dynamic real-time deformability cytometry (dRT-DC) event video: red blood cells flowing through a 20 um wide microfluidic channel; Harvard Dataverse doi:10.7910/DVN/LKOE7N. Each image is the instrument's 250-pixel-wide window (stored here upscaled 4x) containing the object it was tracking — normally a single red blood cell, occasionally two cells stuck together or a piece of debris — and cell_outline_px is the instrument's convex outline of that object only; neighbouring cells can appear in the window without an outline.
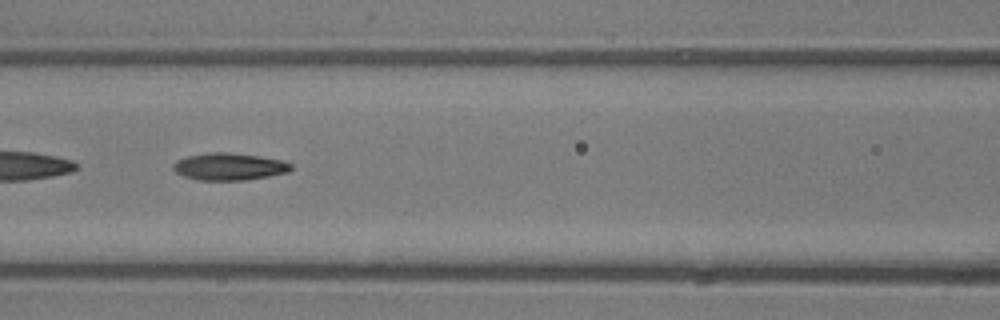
{"species": "common noctule bat (a hibernating species)", "species_latin": "Nyctalus noctula", "temperature_condition": "room temperature", "stored_images_in_passage": 39, "segment_of_instrument_passage": [2, 2], "camera_frame_rate_fps": 3000, "um_per_image_px": 0.085, "animal": {"sex": "male", "body_mass_g": 13.3}, "frame": {"image": 1, "passage_image": 12, "time_ms": 3.667, "image_size_px": [1000, 320], "cell_outline_px": [[292, 168], [288, 172], [268, 176], [244, 180], [196, 180], [184, 176], [176, 172], [172, 168], [172, 164], [176, 160], [188, 156], [208, 152], [228, 152], [260, 156], [280, 160], [292, 164]], "centroid_in_image_um": [19.45, 14.16], "position_along_channel_um": 147.2, "area_um2": 18.67}}
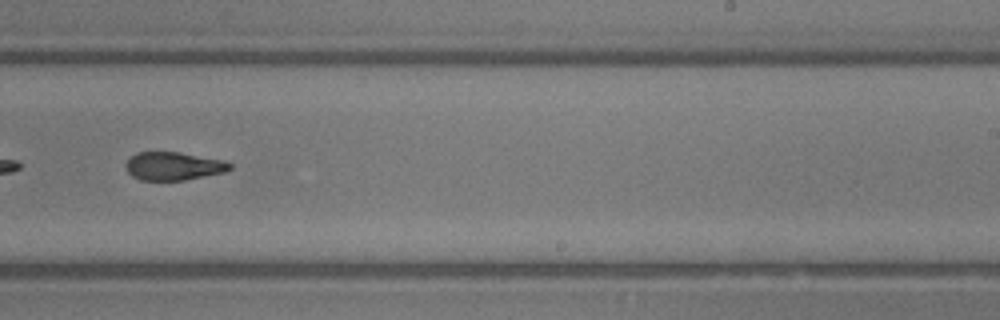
{"frame": {"image": 2, "passage_image": 21, "time_ms": 6.667, "image_size_px": [1000, 320], "cell_outline_px": [[232, 168], [224, 172], [184, 180], [140, 180], [132, 176], [128, 172], [124, 164], [136, 152], [180, 152], [224, 160], [232, 164]], "centroid_in_image_um": [14.74, 14.11], "position_along_channel_um": 274.3, "area_um2": 17.11}}
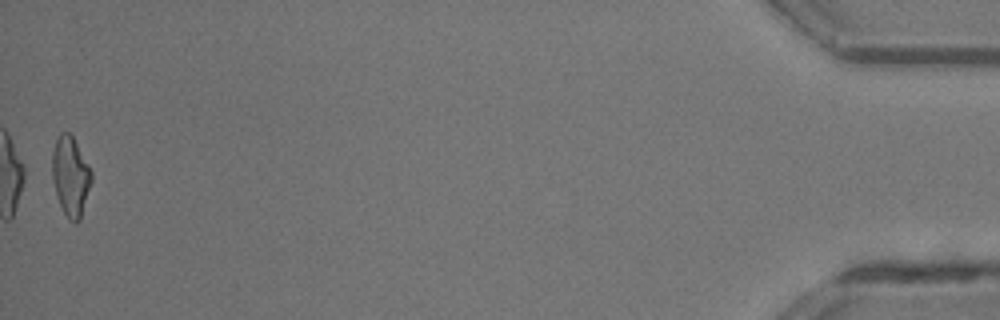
{"frame": {"image": 3, "passage_image": 39, "time_ms": 12.667, "image_size_px": [1000, 320], "cell_outline_px": [[92, 180], [80, 220], [76, 224], [68, 220], [60, 204], [56, 192], [52, 176], [52, 152], [56, 140], [60, 132], [68, 132], [72, 136], [88, 164], [92, 172]], "centroid_in_image_um": [6.0, 14.99], "position_along_channel_um": 429.2, "area_um2": 18.03}}